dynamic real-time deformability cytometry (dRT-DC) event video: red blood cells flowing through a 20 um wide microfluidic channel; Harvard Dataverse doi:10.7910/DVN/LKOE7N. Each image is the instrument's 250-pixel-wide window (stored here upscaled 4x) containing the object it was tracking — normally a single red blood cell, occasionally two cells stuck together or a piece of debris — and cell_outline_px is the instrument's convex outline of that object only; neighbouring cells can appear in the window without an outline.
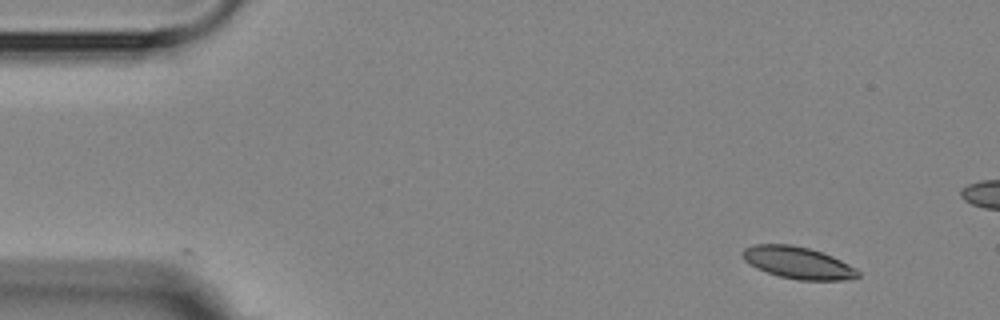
{"species": "Egyptian fruit bat (a non-hibernating species)", "species_latin": "Rousettus aegyptiacus", "temperature_condition": "room temperature", "stored_images_in_passage": 5, "camera_frame_rate_fps": 3000, "um_per_image_px": 0.085, "animal": {"sex": "female"}, "frame": {"image": 1, "passage_image": 1, "time_ms": 0.0, "image_size_px": [1000, 320], "cell_outline_px": [[860, 276], [844, 280], [800, 280], [780, 276], [756, 268], [744, 260], [740, 252], [744, 248], [752, 244], [792, 244], [808, 248], [832, 256], [856, 268], [860, 272]], "centroid_in_image_um": [67.8, 22.32], "position_along_channel_um": 17.2, "area_um2": 21.44}}